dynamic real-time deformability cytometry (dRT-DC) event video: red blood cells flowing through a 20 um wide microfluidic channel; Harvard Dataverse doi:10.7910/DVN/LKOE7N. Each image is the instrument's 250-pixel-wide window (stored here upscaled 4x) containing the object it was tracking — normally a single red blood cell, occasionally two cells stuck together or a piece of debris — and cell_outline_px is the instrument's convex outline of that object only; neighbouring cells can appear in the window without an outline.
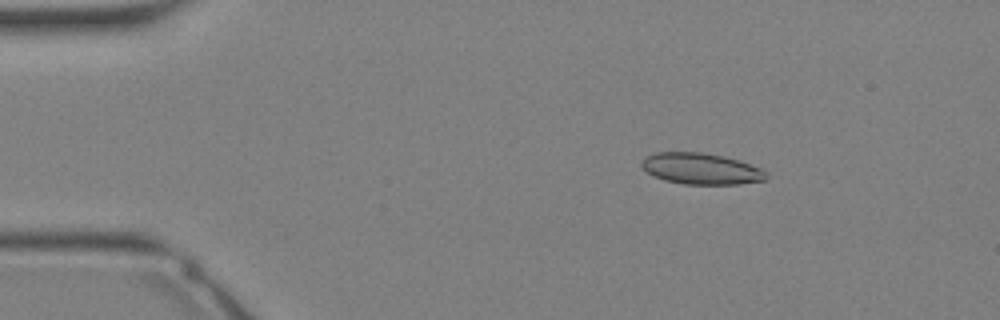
{"species": "Egyptian fruit bat (a non-hibernating species)", "species_latin": "Rousettus aegyptiacus", "temperature_condition": "warm", "stored_images_in_passage": 30, "camera_frame_rate_fps": 3000, "um_per_image_px": 0.085, "animal": {"sex": "female"}, "frame": {"image": 1, "passage_image": 2, "time_ms": 0.333, "image_size_px": [1000, 320], "cell_outline_px": [[768, 176], [764, 180], [736, 184], [684, 184], [664, 180], [648, 172], [640, 164], [644, 156], [656, 152], [700, 152], [724, 156], [740, 160], [760, 168], [768, 172]], "centroid_in_image_um": [59.6, 14.33], "position_along_channel_um": 25.4, "area_um2": 22.66}}
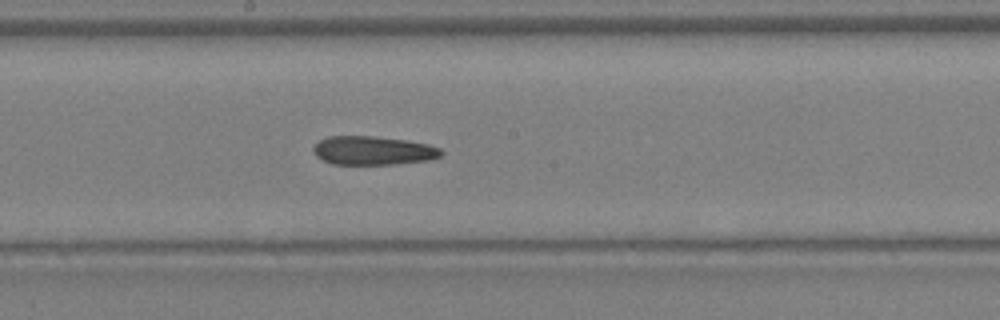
{"frame": {"image": 2, "passage_image": 15, "time_ms": 4.667, "image_size_px": [1000, 320], "cell_outline_px": [[444, 152], [440, 156], [432, 160], [396, 164], [332, 164], [316, 156], [312, 148], [320, 140], [328, 136], [372, 136], [408, 140], [428, 144], [440, 148]], "centroid_in_image_um": [31.75, 12.8], "position_along_channel_um": 216.5, "area_um2": 21.5}}
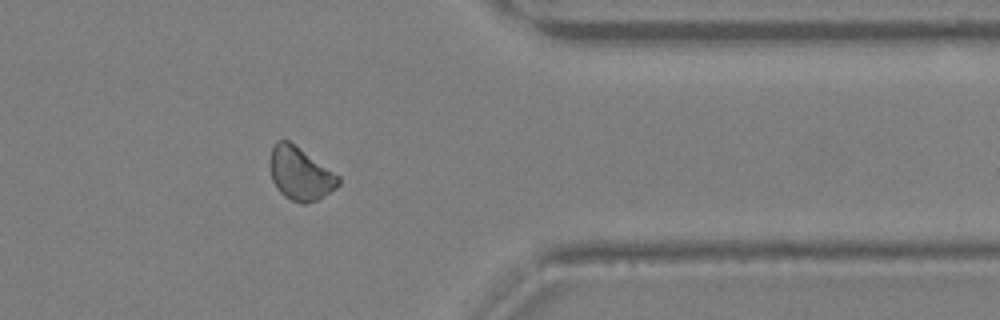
{"frame": {"image": 3, "passage_image": 24, "time_ms": 7.667, "image_size_px": [1000, 320], "cell_outline_px": [[340, 184], [336, 188], [316, 200], [304, 204], [300, 204], [284, 196], [276, 188], [272, 180], [268, 164], [272, 148], [276, 140], [288, 140], [340, 176]], "centroid_in_image_um": [25.49, 14.76], "position_along_channel_um": 385.9, "area_um2": 21.15}}